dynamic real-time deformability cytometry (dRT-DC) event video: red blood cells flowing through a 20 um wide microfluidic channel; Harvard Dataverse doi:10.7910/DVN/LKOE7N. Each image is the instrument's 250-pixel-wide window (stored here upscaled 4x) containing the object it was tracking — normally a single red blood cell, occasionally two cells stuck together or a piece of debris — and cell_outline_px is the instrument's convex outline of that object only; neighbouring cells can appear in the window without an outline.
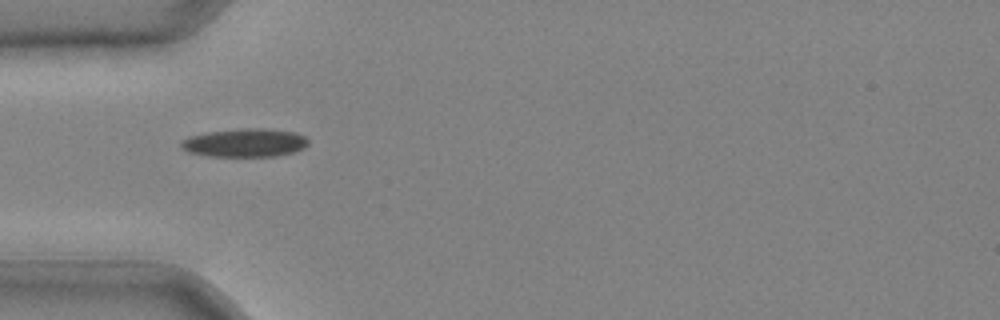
{"species": "common noctule bat (a hibernating species)", "species_latin": "Nyctalus noctula", "temperature_condition": "cold", "stored_images_in_passage": 27, "camera_frame_rate_fps": 3000, "um_per_image_px": 0.085, "animal": {"sex": "male", "body_mass_g": 20.4}, "frame": {"image": 1, "passage_image": 1, "time_ms": 0.0, "image_size_px": [1000, 320], "cell_outline_px": [[308, 144], [304, 148], [292, 152], [276, 156], [208, 156], [188, 152], [180, 148], [180, 140], [188, 136], [208, 132], [244, 128], [260, 128], [296, 132], [304, 136], [308, 140]], "centroid_in_image_um": [20.78, 12.13], "position_along_channel_um": 64.2, "area_um2": 21.1}}
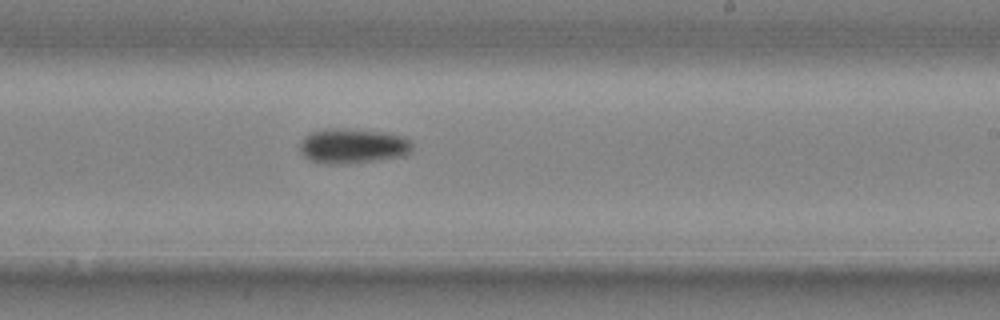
{"frame": {"image": 2, "passage_image": 14, "time_ms": 4.333, "image_size_px": [1000, 320], "cell_outline_px": [[412, 152], [404, 156], [380, 160], [348, 164], [328, 164], [308, 160], [300, 152], [300, 144], [312, 132], [324, 128], [344, 128], [380, 132], [400, 136], [408, 140], [412, 144]], "centroid_in_image_um": [29.98, 12.43], "position_along_channel_um": 259.0, "area_um2": 22.89}}
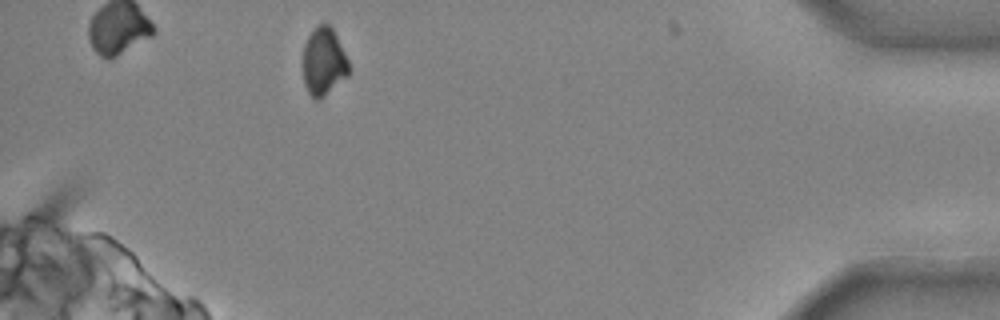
{"frame": {"image": 3, "passage_image": 27, "time_ms": 8.667, "image_size_px": [1000, 320], "cell_outline_px": [[348, 76], [320, 100], [316, 100], [308, 92], [304, 84], [304, 44], [308, 36], [316, 24], [328, 24], [332, 28], [348, 60]], "centroid_in_image_um": [27.51, 5.25], "position_along_channel_um": 407.7, "area_um2": 17.98}}